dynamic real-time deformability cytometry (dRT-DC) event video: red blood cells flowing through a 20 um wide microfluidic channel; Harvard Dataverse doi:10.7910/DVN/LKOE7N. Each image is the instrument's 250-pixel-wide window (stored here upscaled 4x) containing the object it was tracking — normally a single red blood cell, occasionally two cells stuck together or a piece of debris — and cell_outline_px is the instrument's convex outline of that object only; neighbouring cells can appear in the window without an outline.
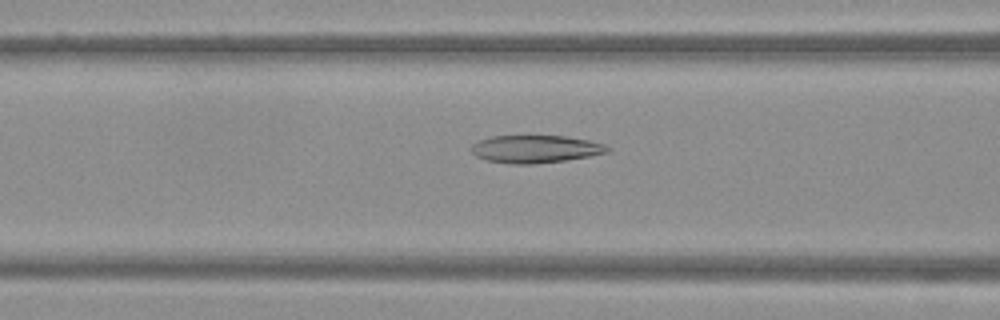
{"species": "Egyptian fruit bat (a non-hibernating species)", "species_latin": "Rousettus aegyptiacus", "temperature_condition": "warm", "stored_images_in_passage": 43, "camera_frame_rate_fps": 3000, "um_per_image_px": 0.085, "frame": {"image": 1, "passage_image": 13, "time_ms": 4.0, "image_size_px": [1000, 320], "cell_outline_px": [[612, 148], [608, 152], [588, 156], [564, 160], [532, 164], [512, 164], [484, 160], [476, 156], [468, 148], [472, 144], [480, 140], [492, 136], [564, 136], [588, 140], [604, 144]], "centroid_in_image_um": [45.47, 12.67], "position_along_channel_um": 121.1, "area_um2": 21.91}}
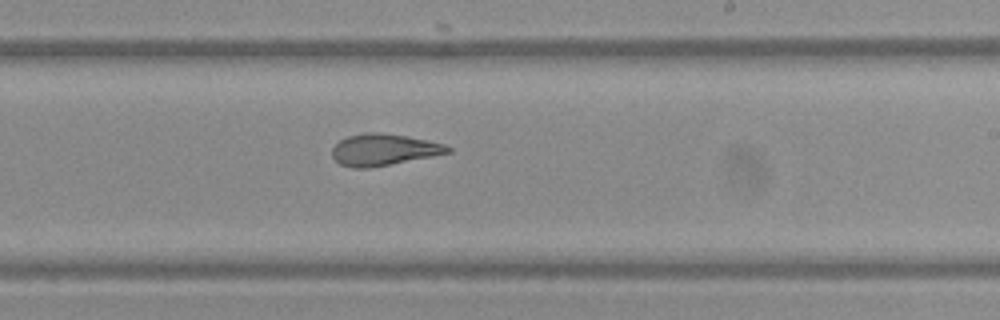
{"frame": {"image": 2, "passage_image": 23, "time_ms": 7.333, "image_size_px": [1000, 320], "cell_outline_px": [[452, 152], [432, 156], [368, 168], [352, 168], [340, 164], [332, 156], [332, 148], [340, 140], [348, 136], [364, 132], [380, 132], [428, 140], [444, 144], [452, 148]], "centroid_in_image_um": [32.6, 12.72], "position_along_channel_um": 256.4, "area_um2": 21.15}}
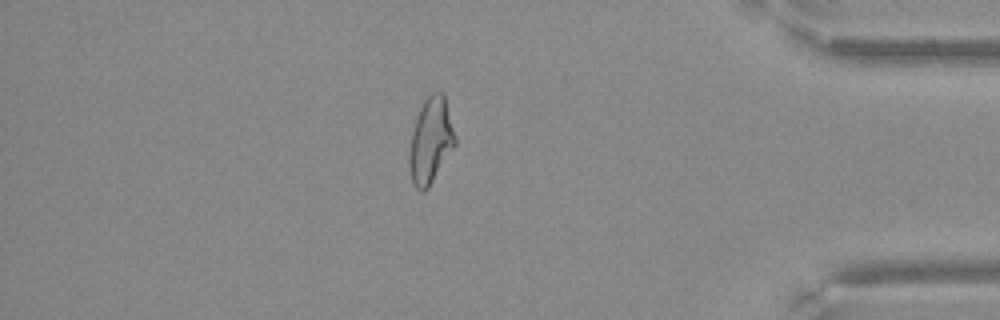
{"frame": {"image": 3, "passage_image": 36, "time_ms": 11.667, "image_size_px": [1000, 320], "cell_outline_px": [[456, 144], [428, 188], [424, 192], [420, 192], [412, 184], [408, 164], [408, 160], [412, 132], [420, 108], [424, 100], [432, 92], [444, 92], [456, 136]], "centroid_in_image_um": [36.61, 11.97], "position_along_channel_um": 398.6, "area_um2": 22.95}}